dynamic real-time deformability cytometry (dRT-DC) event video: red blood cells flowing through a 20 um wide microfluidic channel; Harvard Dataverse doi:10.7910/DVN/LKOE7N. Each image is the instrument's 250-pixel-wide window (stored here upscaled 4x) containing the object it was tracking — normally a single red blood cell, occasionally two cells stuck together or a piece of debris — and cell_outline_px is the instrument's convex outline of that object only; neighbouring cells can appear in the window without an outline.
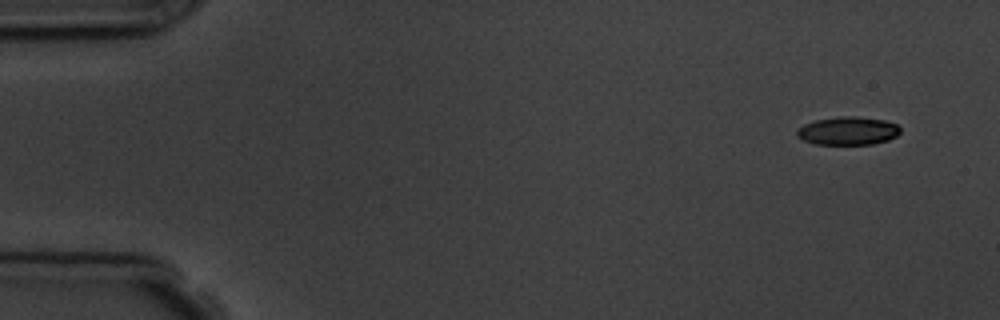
{"species": "common noctule bat (a hibernating species)", "species_latin": "Nyctalus noctula", "temperature_condition": "room temperature", "stored_images_in_passage": 5, "camera_frame_rate_fps": 3000, "um_per_image_px": 0.085, "animal": {"sex": "male", "body_mass_g": 19.5, "forearm_length_mm": 54.6}, "frame": {"image": 1, "passage_image": 1, "time_ms": 0.0, "image_size_px": [1000, 320], "cell_outline_px": [[900, 132], [896, 136], [888, 140], [872, 144], [816, 144], [804, 140], [796, 136], [796, 128], [804, 124], [816, 120], [840, 116], [856, 116], [884, 120], [896, 124], [900, 128]], "centroid_in_image_um": [72.05, 11.12], "position_along_channel_um": 12.9, "area_um2": 16.99}}
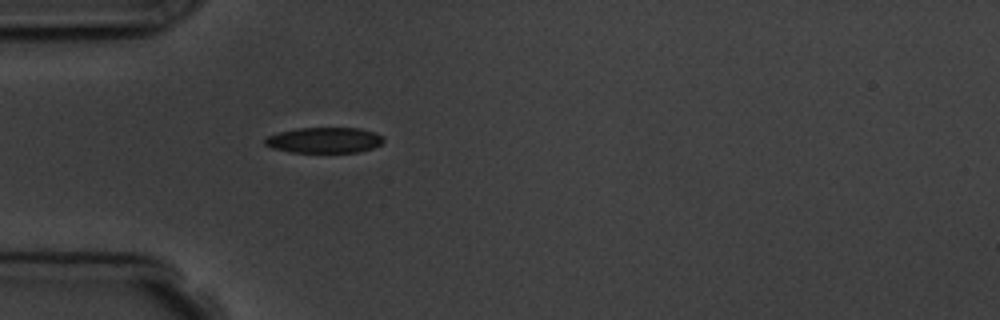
{"frame": {"image": 2, "passage_image": 5, "time_ms": 4.333, "image_size_px": [1000, 320], "cell_outline_px": [[384, 140], [380, 144], [372, 148], [360, 152], [288, 152], [272, 148], [264, 144], [264, 140], [268, 136], [280, 132], [296, 128], [360, 128], [376, 132], [384, 136]], "centroid_in_image_um": [27.59, 11.91], "position_along_channel_um": 57.4, "area_um2": 17.8}}